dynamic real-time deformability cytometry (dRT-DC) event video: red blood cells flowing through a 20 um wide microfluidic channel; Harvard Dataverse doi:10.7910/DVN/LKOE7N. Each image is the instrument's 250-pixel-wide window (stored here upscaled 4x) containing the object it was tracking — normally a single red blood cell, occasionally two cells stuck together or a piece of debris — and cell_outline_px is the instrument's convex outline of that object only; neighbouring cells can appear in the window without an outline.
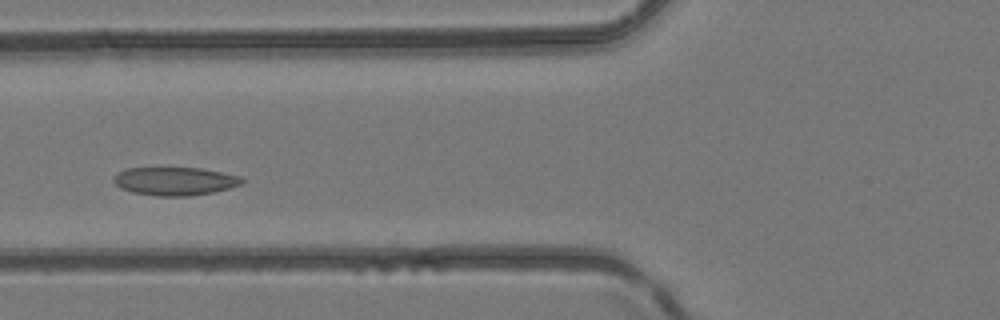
{"species": "common noctule bat (a hibernating species)", "species_latin": "Nyctalus noctula", "temperature_condition": "room temperature", "stored_images_in_passage": 3, "camera_frame_rate_fps": 3000, "um_per_image_px": 0.085, "animal": {"sex": "female", "body_mass_g": 24.6, "forearm_length_mm": 56.2}, "frame": {"image": 1, "passage_image": 3, "time_ms": 0.667, "image_size_px": [1000, 320], "cell_outline_px": [[244, 184], [212, 192], [188, 196], [156, 196], [132, 192], [120, 188], [112, 180], [120, 172], [128, 168], [200, 168], [240, 176], [244, 180]], "centroid_in_image_um": [14.88, 15.4], "position_along_channel_um": 110.9, "area_um2": 20.92}}